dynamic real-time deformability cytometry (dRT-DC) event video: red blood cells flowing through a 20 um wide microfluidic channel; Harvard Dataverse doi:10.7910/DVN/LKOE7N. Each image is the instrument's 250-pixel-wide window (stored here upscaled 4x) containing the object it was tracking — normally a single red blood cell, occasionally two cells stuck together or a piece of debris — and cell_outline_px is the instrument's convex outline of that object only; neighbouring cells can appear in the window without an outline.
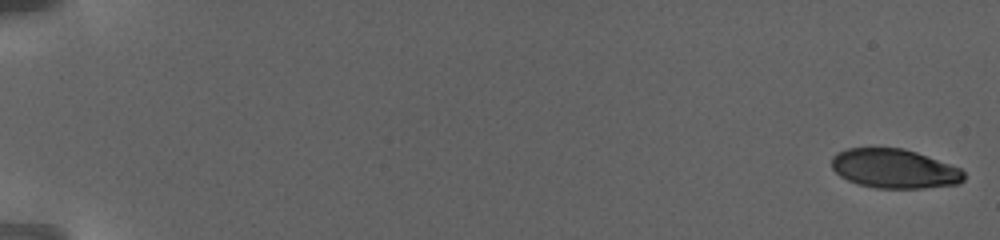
{"species": "human", "species_latin": "Homo sapiens", "temperature_condition": "warm", "stored_images_in_passage": 56, "camera_frame_rate_fps": 3000, "um_per_image_px": 0.085, "donor": {"sex": "female"}, "frame": {"image": 1, "passage_image": 1, "time_ms": 0.0, "image_size_px": [1000, 240], "cell_outline_px": [[964, 180], [960, 184], [924, 188], [876, 188], [860, 184], [848, 180], [840, 176], [832, 168], [832, 156], [836, 152], [848, 148], [900, 148], [916, 152], [960, 168], [964, 172]], "centroid_in_image_um": [76.02, 14.34], "position_along_channel_um": 9.0, "area_um2": 30.17}}
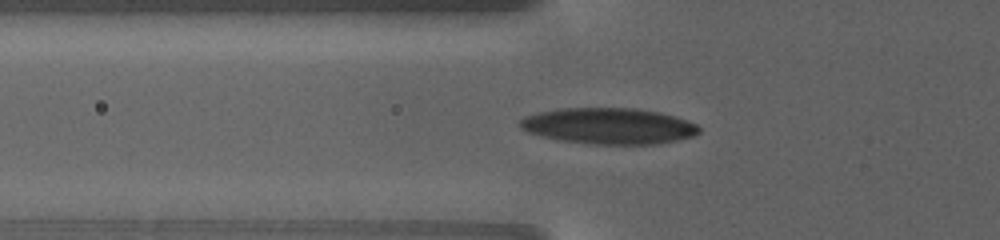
{"frame": {"image": 2, "passage_image": 23, "time_ms": 9.333, "image_size_px": [1000, 240], "cell_outline_px": [[700, 132], [692, 136], [660, 144], [588, 144], [560, 140], [540, 136], [528, 132], [520, 128], [520, 120], [524, 116], [536, 112], [556, 108], [636, 108], [660, 112], [676, 116], [688, 120], [696, 124], [700, 128]], "centroid_in_image_um": [51.73, 10.7], "position_along_channel_um": 74.1, "area_um2": 38.03}}
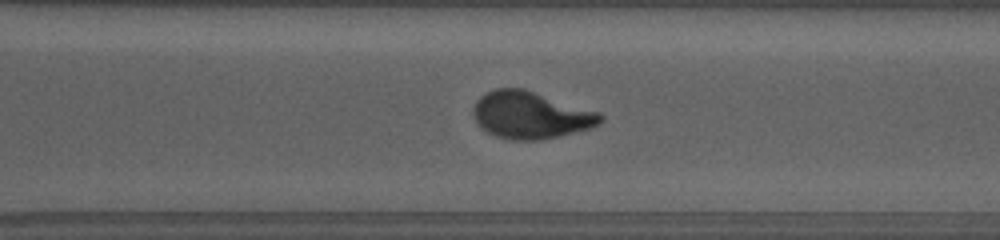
{"frame": {"image": 3, "passage_image": 44, "time_ms": 18.333, "image_size_px": [1000, 240], "cell_outline_px": [[604, 120], [600, 124], [588, 128], [560, 136], [540, 140], [512, 140], [496, 136], [480, 128], [476, 124], [472, 116], [472, 108], [476, 100], [484, 92], [496, 88], [524, 88], [600, 112], [604, 116]], "centroid_in_image_um": [45.07, 9.77], "position_along_channel_um": 325.5, "area_um2": 35.37}, "authors_computed_cell_mechanics": {"area_um2": 34.7378, "velocity_mm_per_s": 2.8119, "shape_relaxation_time_tau1_ms": 10.5062, "shape_relaxation_time_tau2_ms": 1.3124, "deformation_change_tau1": 0.2775, "deformation_change_tau2": 0.0774}}